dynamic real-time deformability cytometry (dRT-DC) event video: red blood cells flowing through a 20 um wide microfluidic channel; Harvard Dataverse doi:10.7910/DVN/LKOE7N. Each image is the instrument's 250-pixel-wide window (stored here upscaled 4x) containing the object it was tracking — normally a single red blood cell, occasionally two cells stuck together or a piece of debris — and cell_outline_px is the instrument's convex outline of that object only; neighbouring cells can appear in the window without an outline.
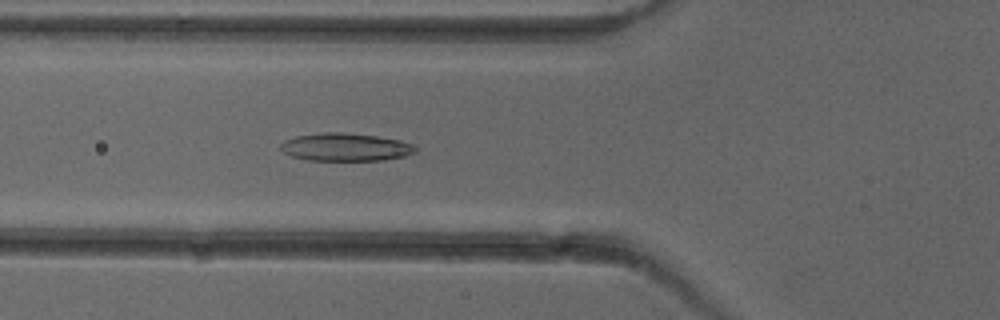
{"species": "common noctule bat (a hibernating species)", "species_latin": "Nyctalus noctula", "temperature_condition": "cold", "stored_images_in_passage": 7, "camera_frame_rate_fps": 3000, "um_per_image_px": 0.085, "animal": {"sex": "female"}, "frame": {"image": 1, "passage_image": 7, "time_ms": 7.667, "image_size_px": [1000, 320], "cell_outline_px": [[416, 152], [404, 156], [384, 160], [308, 160], [292, 156], [284, 152], [280, 148], [280, 144], [284, 140], [296, 136], [324, 132], [340, 132], [376, 136], [400, 140], [412, 144], [416, 148]], "centroid_in_image_um": [29.36, 12.5], "position_along_channel_um": 96.4, "area_um2": 21.79}}